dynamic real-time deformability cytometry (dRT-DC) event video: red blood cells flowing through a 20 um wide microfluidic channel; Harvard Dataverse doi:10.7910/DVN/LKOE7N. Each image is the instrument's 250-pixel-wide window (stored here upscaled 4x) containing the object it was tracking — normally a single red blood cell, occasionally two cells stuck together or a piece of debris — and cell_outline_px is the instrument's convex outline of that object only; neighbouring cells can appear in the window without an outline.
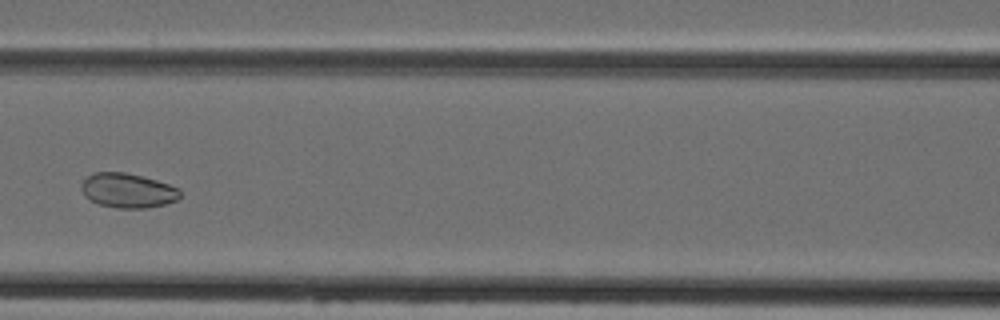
{"species": "Egyptian fruit bat (a non-hibernating species)", "species_latin": "Rousettus aegyptiacus", "temperature_condition": "cold", "stored_images_in_passage": 6, "camera_frame_rate_fps": 3000, "um_per_image_px": 0.085, "animal": {"sex": "female"}, "frame": {"image": 1, "passage_image": 6, "time_ms": 5.667, "image_size_px": [1000, 320], "cell_outline_px": [[180, 196], [176, 200], [164, 204], [148, 208], [116, 208], [100, 204], [84, 196], [80, 188], [80, 184], [92, 172], [124, 172], [156, 180], [180, 188]], "centroid_in_image_um": [10.84, 16.19], "position_along_channel_um": 155.8, "area_um2": 19.83}}